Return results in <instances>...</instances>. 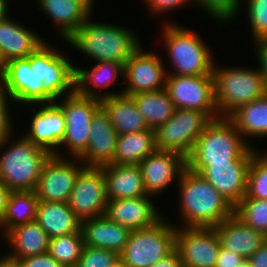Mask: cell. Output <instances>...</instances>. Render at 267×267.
<instances>
[{"mask_svg": "<svg viewBox=\"0 0 267 267\" xmlns=\"http://www.w3.org/2000/svg\"><path fill=\"white\" fill-rule=\"evenodd\" d=\"M177 184L182 224L176 227H215L234 214V206L199 173L186 167Z\"/></svg>", "mask_w": 267, "mask_h": 267, "instance_id": "6da1fadb", "label": "cell"}, {"mask_svg": "<svg viewBox=\"0 0 267 267\" xmlns=\"http://www.w3.org/2000/svg\"><path fill=\"white\" fill-rule=\"evenodd\" d=\"M90 16L66 41L92 62L111 61L123 65L142 45L137 32L130 27L98 22Z\"/></svg>", "mask_w": 267, "mask_h": 267, "instance_id": "7a4b0ae2", "label": "cell"}, {"mask_svg": "<svg viewBox=\"0 0 267 267\" xmlns=\"http://www.w3.org/2000/svg\"><path fill=\"white\" fill-rule=\"evenodd\" d=\"M257 150L250 147L228 117L212 119L198 137L186 159L187 168L198 172L206 165L230 163L235 159H252Z\"/></svg>", "mask_w": 267, "mask_h": 267, "instance_id": "3957f363", "label": "cell"}, {"mask_svg": "<svg viewBox=\"0 0 267 267\" xmlns=\"http://www.w3.org/2000/svg\"><path fill=\"white\" fill-rule=\"evenodd\" d=\"M163 46L171 63L170 69H166L167 75L176 76H202L213 74V53L201 36L180 23L174 21H162ZM173 68V69H172Z\"/></svg>", "mask_w": 267, "mask_h": 267, "instance_id": "277c9868", "label": "cell"}, {"mask_svg": "<svg viewBox=\"0 0 267 267\" xmlns=\"http://www.w3.org/2000/svg\"><path fill=\"white\" fill-rule=\"evenodd\" d=\"M13 134L0 144V150H4L0 151V180L12 191H34L52 154L33 144L24 134L18 138Z\"/></svg>", "mask_w": 267, "mask_h": 267, "instance_id": "5b68a950", "label": "cell"}, {"mask_svg": "<svg viewBox=\"0 0 267 267\" xmlns=\"http://www.w3.org/2000/svg\"><path fill=\"white\" fill-rule=\"evenodd\" d=\"M215 101L219 117H229L240 106L267 94V82L260 67L214 64Z\"/></svg>", "mask_w": 267, "mask_h": 267, "instance_id": "8992f818", "label": "cell"}, {"mask_svg": "<svg viewBox=\"0 0 267 267\" xmlns=\"http://www.w3.org/2000/svg\"><path fill=\"white\" fill-rule=\"evenodd\" d=\"M163 216L154 225L133 230L119 258L127 267H149L175 248L176 226Z\"/></svg>", "mask_w": 267, "mask_h": 267, "instance_id": "52a82bcc", "label": "cell"}, {"mask_svg": "<svg viewBox=\"0 0 267 267\" xmlns=\"http://www.w3.org/2000/svg\"><path fill=\"white\" fill-rule=\"evenodd\" d=\"M58 48L47 40L35 52L36 76L38 87H43V103H52L75 91L76 66L69 55Z\"/></svg>", "mask_w": 267, "mask_h": 267, "instance_id": "ba28073f", "label": "cell"}, {"mask_svg": "<svg viewBox=\"0 0 267 267\" xmlns=\"http://www.w3.org/2000/svg\"><path fill=\"white\" fill-rule=\"evenodd\" d=\"M59 101V102H58ZM62 110L66 131L60 149H67L69 158H78L89 144L94 114L102 107L101 100L86 97L74 91L54 101ZM69 151V152H68Z\"/></svg>", "mask_w": 267, "mask_h": 267, "instance_id": "9c48e42d", "label": "cell"}, {"mask_svg": "<svg viewBox=\"0 0 267 267\" xmlns=\"http://www.w3.org/2000/svg\"><path fill=\"white\" fill-rule=\"evenodd\" d=\"M211 119L198 110L176 109L174 115L155 129L158 150L172 151L188 158Z\"/></svg>", "mask_w": 267, "mask_h": 267, "instance_id": "30bf717a", "label": "cell"}, {"mask_svg": "<svg viewBox=\"0 0 267 267\" xmlns=\"http://www.w3.org/2000/svg\"><path fill=\"white\" fill-rule=\"evenodd\" d=\"M165 89L176 109L204 112L211 120L219 118L215 101L214 75H167Z\"/></svg>", "mask_w": 267, "mask_h": 267, "instance_id": "8fae6325", "label": "cell"}, {"mask_svg": "<svg viewBox=\"0 0 267 267\" xmlns=\"http://www.w3.org/2000/svg\"><path fill=\"white\" fill-rule=\"evenodd\" d=\"M77 160V161H76ZM85 165L54 154L45 162L34 190L39 201L68 202L76 178Z\"/></svg>", "mask_w": 267, "mask_h": 267, "instance_id": "7c38bea8", "label": "cell"}, {"mask_svg": "<svg viewBox=\"0 0 267 267\" xmlns=\"http://www.w3.org/2000/svg\"><path fill=\"white\" fill-rule=\"evenodd\" d=\"M159 53L143 50L140 46L124 65V79L127 85L123 94L135 95L142 92L159 91L165 88L167 66Z\"/></svg>", "mask_w": 267, "mask_h": 267, "instance_id": "4fadbf2b", "label": "cell"}, {"mask_svg": "<svg viewBox=\"0 0 267 267\" xmlns=\"http://www.w3.org/2000/svg\"><path fill=\"white\" fill-rule=\"evenodd\" d=\"M220 247L214 227H176L175 248L183 267H216Z\"/></svg>", "mask_w": 267, "mask_h": 267, "instance_id": "5bb4252c", "label": "cell"}, {"mask_svg": "<svg viewBox=\"0 0 267 267\" xmlns=\"http://www.w3.org/2000/svg\"><path fill=\"white\" fill-rule=\"evenodd\" d=\"M107 195L102 167L85 166L78 174L68 205L82 221L105 215Z\"/></svg>", "mask_w": 267, "mask_h": 267, "instance_id": "9a60e30c", "label": "cell"}, {"mask_svg": "<svg viewBox=\"0 0 267 267\" xmlns=\"http://www.w3.org/2000/svg\"><path fill=\"white\" fill-rule=\"evenodd\" d=\"M7 98L21 105L43 103V87H38L35 52L26 58H14L4 64L2 73Z\"/></svg>", "mask_w": 267, "mask_h": 267, "instance_id": "2e32d148", "label": "cell"}, {"mask_svg": "<svg viewBox=\"0 0 267 267\" xmlns=\"http://www.w3.org/2000/svg\"><path fill=\"white\" fill-rule=\"evenodd\" d=\"M31 106L33 108H30ZM28 107L34 111L33 116L29 118L30 126L23 134L33 144L48 150L51 154L67 157L60 151L66 131L65 117L61 108L55 102L28 105Z\"/></svg>", "mask_w": 267, "mask_h": 267, "instance_id": "e0dca14e", "label": "cell"}, {"mask_svg": "<svg viewBox=\"0 0 267 267\" xmlns=\"http://www.w3.org/2000/svg\"><path fill=\"white\" fill-rule=\"evenodd\" d=\"M148 196H160L163 191L178 183L187 167L186 158L172 151L157 150L139 164ZM160 194V195H159Z\"/></svg>", "mask_w": 267, "mask_h": 267, "instance_id": "ac0fdd59", "label": "cell"}, {"mask_svg": "<svg viewBox=\"0 0 267 267\" xmlns=\"http://www.w3.org/2000/svg\"><path fill=\"white\" fill-rule=\"evenodd\" d=\"M251 159L206 165L197 173L205 178L234 207L246 195Z\"/></svg>", "mask_w": 267, "mask_h": 267, "instance_id": "d6986e66", "label": "cell"}, {"mask_svg": "<svg viewBox=\"0 0 267 267\" xmlns=\"http://www.w3.org/2000/svg\"><path fill=\"white\" fill-rule=\"evenodd\" d=\"M154 201L152 196L108 200L105 215L131 231L147 228L165 216Z\"/></svg>", "mask_w": 267, "mask_h": 267, "instance_id": "ffe728a7", "label": "cell"}, {"mask_svg": "<svg viewBox=\"0 0 267 267\" xmlns=\"http://www.w3.org/2000/svg\"><path fill=\"white\" fill-rule=\"evenodd\" d=\"M117 136L108 113L101 107L92 118L89 144L78 159L85 166L100 167L111 163L116 151Z\"/></svg>", "mask_w": 267, "mask_h": 267, "instance_id": "44dd1931", "label": "cell"}, {"mask_svg": "<svg viewBox=\"0 0 267 267\" xmlns=\"http://www.w3.org/2000/svg\"><path fill=\"white\" fill-rule=\"evenodd\" d=\"M124 78V65L119 62L99 61L92 68L75 67V91L83 96L99 100L123 94V91H105L117 82L118 78ZM99 90V91H98ZM102 90V91H101Z\"/></svg>", "mask_w": 267, "mask_h": 267, "instance_id": "7402d4cb", "label": "cell"}, {"mask_svg": "<svg viewBox=\"0 0 267 267\" xmlns=\"http://www.w3.org/2000/svg\"><path fill=\"white\" fill-rule=\"evenodd\" d=\"M17 22L9 16L0 20V59L3 64L14 58L29 57L47 42L31 28Z\"/></svg>", "mask_w": 267, "mask_h": 267, "instance_id": "603a6c76", "label": "cell"}, {"mask_svg": "<svg viewBox=\"0 0 267 267\" xmlns=\"http://www.w3.org/2000/svg\"><path fill=\"white\" fill-rule=\"evenodd\" d=\"M2 239L10 247L4 260L13 264L16 260L48 252L49 236L35 220L11 229Z\"/></svg>", "mask_w": 267, "mask_h": 267, "instance_id": "cb8c5ba5", "label": "cell"}, {"mask_svg": "<svg viewBox=\"0 0 267 267\" xmlns=\"http://www.w3.org/2000/svg\"><path fill=\"white\" fill-rule=\"evenodd\" d=\"M81 233L85 247L104 248L120 255L131 230L102 215L82 220Z\"/></svg>", "mask_w": 267, "mask_h": 267, "instance_id": "d4e9b609", "label": "cell"}, {"mask_svg": "<svg viewBox=\"0 0 267 267\" xmlns=\"http://www.w3.org/2000/svg\"><path fill=\"white\" fill-rule=\"evenodd\" d=\"M221 246L244 259H248L260 248L267 236L246 225L235 214L214 227Z\"/></svg>", "mask_w": 267, "mask_h": 267, "instance_id": "484cf974", "label": "cell"}, {"mask_svg": "<svg viewBox=\"0 0 267 267\" xmlns=\"http://www.w3.org/2000/svg\"><path fill=\"white\" fill-rule=\"evenodd\" d=\"M108 200L148 196L139 165H102Z\"/></svg>", "mask_w": 267, "mask_h": 267, "instance_id": "4316f807", "label": "cell"}, {"mask_svg": "<svg viewBox=\"0 0 267 267\" xmlns=\"http://www.w3.org/2000/svg\"><path fill=\"white\" fill-rule=\"evenodd\" d=\"M40 11L55 24L58 38L67 41L93 14L75 0H37Z\"/></svg>", "mask_w": 267, "mask_h": 267, "instance_id": "83f0119b", "label": "cell"}, {"mask_svg": "<svg viewBox=\"0 0 267 267\" xmlns=\"http://www.w3.org/2000/svg\"><path fill=\"white\" fill-rule=\"evenodd\" d=\"M35 220L50 239L81 230V220L70 209L68 202L39 201Z\"/></svg>", "mask_w": 267, "mask_h": 267, "instance_id": "f1b7e54d", "label": "cell"}, {"mask_svg": "<svg viewBox=\"0 0 267 267\" xmlns=\"http://www.w3.org/2000/svg\"><path fill=\"white\" fill-rule=\"evenodd\" d=\"M101 104L118 135L149 129L131 96L125 94L111 96L102 99Z\"/></svg>", "mask_w": 267, "mask_h": 267, "instance_id": "f546056e", "label": "cell"}, {"mask_svg": "<svg viewBox=\"0 0 267 267\" xmlns=\"http://www.w3.org/2000/svg\"><path fill=\"white\" fill-rule=\"evenodd\" d=\"M158 150L154 129L117 136L116 151L111 163L138 165Z\"/></svg>", "mask_w": 267, "mask_h": 267, "instance_id": "4dcf8cb0", "label": "cell"}, {"mask_svg": "<svg viewBox=\"0 0 267 267\" xmlns=\"http://www.w3.org/2000/svg\"><path fill=\"white\" fill-rule=\"evenodd\" d=\"M228 118L234 123L244 141L253 147L248 138H267V94L240 106Z\"/></svg>", "mask_w": 267, "mask_h": 267, "instance_id": "1f68e13d", "label": "cell"}, {"mask_svg": "<svg viewBox=\"0 0 267 267\" xmlns=\"http://www.w3.org/2000/svg\"><path fill=\"white\" fill-rule=\"evenodd\" d=\"M129 96L133 98L148 128L155 130L159 125L166 123L175 113L176 107L165 88Z\"/></svg>", "mask_w": 267, "mask_h": 267, "instance_id": "d6a6232c", "label": "cell"}, {"mask_svg": "<svg viewBox=\"0 0 267 267\" xmlns=\"http://www.w3.org/2000/svg\"><path fill=\"white\" fill-rule=\"evenodd\" d=\"M38 202L34 191H11L5 215L0 221L1 236L18 225L35 221Z\"/></svg>", "mask_w": 267, "mask_h": 267, "instance_id": "836d02e7", "label": "cell"}, {"mask_svg": "<svg viewBox=\"0 0 267 267\" xmlns=\"http://www.w3.org/2000/svg\"><path fill=\"white\" fill-rule=\"evenodd\" d=\"M84 248L81 230L49 240L48 253L63 267H75Z\"/></svg>", "mask_w": 267, "mask_h": 267, "instance_id": "e575fe53", "label": "cell"}, {"mask_svg": "<svg viewBox=\"0 0 267 267\" xmlns=\"http://www.w3.org/2000/svg\"><path fill=\"white\" fill-rule=\"evenodd\" d=\"M234 214L246 225L267 236V200L245 195L234 207Z\"/></svg>", "mask_w": 267, "mask_h": 267, "instance_id": "d590c367", "label": "cell"}, {"mask_svg": "<svg viewBox=\"0 0 267 267\" xmlns=\"http://www.w3.org/2000/svg\"><path fill=\"white\" fill-rule=\"evenodd\" d=\"M257 149L249 164L246 195L249 198L267 200V156Z\"/></svg>", "mask_w": 267, "mask_h": 267, "instance_id": "8d00e7d4", "label": "cell"}, {"mask_svg": "<svg viewBox=\"0 0 267 267\" xmlns=\"http://www.w3.org/2000/svg\"><path fill=\"white\" fill-rule=\"evenodd\" d=\"M242 3V0H196V7L214 18L213 21L225 25L237 20Z\"/></svg>", "mask_w": 267, "mask_h": 267, "instance_id": "74e56055", "label": "cell"}, {"mask_svg": "<svg viewBox=\"0 0 267 267\" xmlns=\"http://www.w3.org/2000/svg\"><path fill=\"white\" fill-rule=\"evenodd\" d=\"M252 44L267 37V0H245Z\"/></svg>", "mask_w": 267, "mask_h": 267, "instance_id": "f35d334b", "label": "cell"}, {"mask_svg": "<svg viewBox=\"0 0 267 267\" xmlns=\"http://www.w3.org/2000/svg\"><path fill=\"white\" fill-rule=\"evenodd\" d=\"M119 254L104 248L85 247L75 267H111Z\"/></svg>", "mask_w": 267, "mask_h": 267, "instance_id": "ab89813d", "label": "cell"}, {"mask_svg": "<svg viewBox=\"0 0 267 267\" xmlns=\"http://www.w3.org/2000/svg\"><path fill=\"white\" fill-rule=\"evenodd\" d=\"M147 5V9L149 11V15H163L167 14L166 12H170L173 10H178L183 6H187V4L194 5L196 8V0H143Z\"/></svg>", "mask_w": 267, "mask_h": 267, "instance_id": "60d3db41", "label": "cell"}, {"mask_svg": "<svg viewBox=\"0 0 267 267\" xmlns=\"http://www.w3.org/2000/svg\"><path fill=\"white\" fill-rule=\"evenodd\" d=\"M13 264L15 267H63L48 252L16 260Z\"/></svg>", "mask_w": 267, "mask_h": 267, "instance_id": "b9f144b4", "label": "cell"}, {"mask_svg": "<svg viewBox=\"0 0 267 267\" xmlns=\"http://www.w3.org/2000/svg\"><path fill=\"white\" fill-rule=\"evenodd\" d=\"M9 99L7 98L1 105H0V144L12 133L14 132V125L15 121L13 122V113L11 114L10 111L13 104H10ZM10 109V110H9ZM12 116V117H11Z\"/></svg>", "mask_w": 267, "mask_h": 267, "instance_id": "7bdbcfd3", "label": "cell"}, {"mask_svg": "<svg viewBox=\"0 0 267 267\" xmlns=\"http://www.w3.org/2000/svg\"><path fill=\"white\" fill-rule=\"evenodd\" d=\"M252 49L256 52V61L267 82V37L253 43Z\"/></svg>", "mask_w": 267, "mask_h": 267, "instance_id": "ee69618b", "label": "cell"}, {"mask_svg": "<svg viewBox=\"0 0 267 267\" xmlns=\"http://www.w3.org/2000/svg\"><path fill=\"white\" fill-rule=\"evenodd\" d=\"M244 258L239 254H235L222 246L216 262V267H236Z\"/></svg>", "mask_w": 267, "mask_h": 267, "instance_id": "f6af8a7d", "label": "cell"}, {"mask_svg": "<svg viewBox=\"0 0 267 267\" xmlns=\"http://www.w3.org/2000/svg\"><path fill=\"white\" fill-rule=\"evenodd\" d=\"M247 261L250 267H267V238Z\"/></svg>", "mask_w": 267, "mask_h": 267, "instance_id": "bcb514c9", "label": "cell"}, {"mask_svg": "<svg viewBox=\"0 0 267 267\" xmlns=\"http://www.w3.org/2000/svg\"><path fill=\"white\" fill-rule=\"evenodd\" d=\"M149 267H183V264L179 252L174 248L169 254Z\"/></svg>", "mask_w": 267, "mask_h": 267, "instance_id": "7dc6e473", "label": "cell"}, {"mask_svg": "<svg viewBox=\"0 0 267 267\" xmlns=\"http://www.w3.org/2000/svg\"><path fill=\"white\" fill-rule=\"evenodd\" d=\"M11 191L12 190L0 180V221L5 215Z\"/></svg>", "mask_w": 267, "mask_h": 267, "instance_id": "c3c4849f", "label": "cell"}, {"mask_svg": "<svg viewBox=\"0 0 267 267\" xmlns=\"http://www.w3.org/2000/svg\"><path fill=\"white\" fill-rule=\"evenodd\" d=\"M11 0H0V20L6 19L10 13V3H8Z\"/></svg>", "mask_w": 267, "mask_h": 267, "instance_id": "681fc988", "label": "cell"}, {"mask_svg": "<svg viewBox=\"0 0 267 267\" xmlns=\"http://www.w3.org/2000/svg\"><path fill=\"white\" fill-rule=\"evenodd\" d=\"M77 2H79L81 5H83L91 14L93 12H95L94 10V4H95V0H75ZM94 10V11H93Z\"/></svg>", "mask_w": 267, "mask_h": 267, "instance_id": "f907efd6", "label": "cell"}, {"mask_svg": "<svg viewBox=\"0 0 267 267\" xmlns=\"http://www.w3.org/2000/svg\"><path fill=\"white\" fill-rule=\"evenodd\" d=\"M7 99L6 92L4 89V82L0 76V105Z\"/></svg>", "mask_w": 267, "mask_h": 267, "instance_id": "816d5d0a", "label": "cell"}, {"mask_svg": "<svg viewBox=\"0 0 267 267\" xmlns=\"http://www.w3.org/2000/svg\"><path fill=\"white\" fill-rule=\"evenodd\" d=\"M111 267H127L124 262L118 258Z\"/></svg>", "mask_w": 267, "mask_h": 267, "instance_id": "f5cc1de1", "label": "cell"}, {"mask_svg": "<svg viewBox=\"0 0 267 267\" xmlns=\"http://www.w3.org/2000/svg\"><path fill=\"white\" fill-rule=\"evenodd\" d=\"M236 267H250L249 262L247 259H244L242 262H240Z\"/></svg>", "mask_w": 267, "mask_h": 267, "instance_id": "db71d44e", "label": "cell"}, {"mask_svg": "<svg viewBox=\"0 0 267 267\" xmlns=\"http://www.w3.org/2000/svg\"><path fill=\"white\" fill-rule=\"evenodd\" d=\"M0 267H15L14 264H11L9 262H6L5 260H3L1 263H0Z\"/></svg>", "mask_w": 267, "mask_h": 267, "instance_id": "11a10c76", "label": "cell"}, {"mask_svg": "<svg viewBox=\"0 0 267 267\" xmlns=\"http://www.w3.org/2000/svg\"><path fill=\"white\" fill-rule=\"evenodd\" d=\"M3 70H4V64L2 63L0 59V76H2Z\"/></svg>", "mask_w": 267, "mask_h": 267, "instance_id": "9f6ffc18", "label": "cell"}, {"mask_svg": "<svg viewBox=\"0 0 267 267\" xmlns=\"http://www.w3.org/2000/svg\"><path fill=\"white\" fill-rule=\"evenodd\" d=\"M4 260V254H0V263Z\"/></svg>", "mask_w": 267, "mask_h": 267, "instance_id": "6f0895ef", "label": "cell"}]
</instances>
